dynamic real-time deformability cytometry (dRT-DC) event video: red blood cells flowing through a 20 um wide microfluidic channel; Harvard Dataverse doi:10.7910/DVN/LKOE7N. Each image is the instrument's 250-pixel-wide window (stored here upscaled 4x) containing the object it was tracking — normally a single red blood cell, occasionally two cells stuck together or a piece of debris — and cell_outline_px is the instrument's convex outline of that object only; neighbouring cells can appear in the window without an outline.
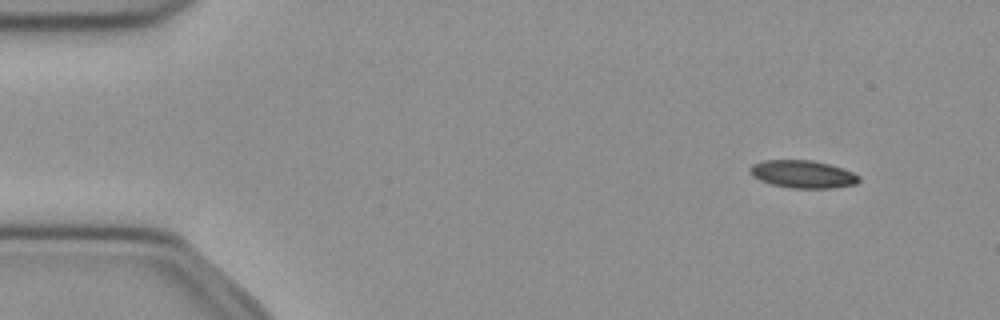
{"species": "common noctule bat (a hibernating species)", "species_latin": "Nyctalus noctula", "temperature_condition": "cold", "stored_images_in_passage": 40, "camera_frame_rate_fps": 3000, "um_per_image_px": 0.085, "animal": {"sex": "female", "body_mass_g": 21.9}, "frame": {"image": 1, "passage_image": 2, "time_ms": 0.333, "image_size_px": [1000, 320], "cell_outline_px": [[860, 180], [856, 184], [832, 188], [792, 188], [772, 184], [760, 180], [752, 176], [748, 172], [748, 168], [752, 164], [764, 160], [812, 160], [828, 164], [852, 172], [860, 176]], "centroid_in_image_um": [68.2, 14.8], "position_along_channel_um": 16.8, "area_um2": 17.57}}
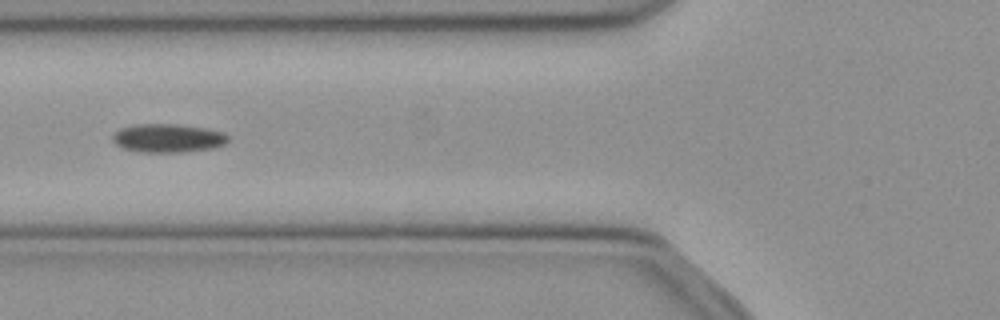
{"frame": {"image": 2, "passage_image": 17, "time_ms": 5.333, "image_size_px": [1000, 320], "cell_outline_px": [[228, 140], [224, 144], [212, 148], [184, 152], [140, 152], [124, 148], [116, 144], [112, 140], [112, 136], [120, 128], [136, 124], [180, 124], [208, 128], [224, 132], [228, 136]], "centroid_in_image_um": [14.29, 11.73], "position_along_channel_um": 111.5, "area_um2": 19.31}}
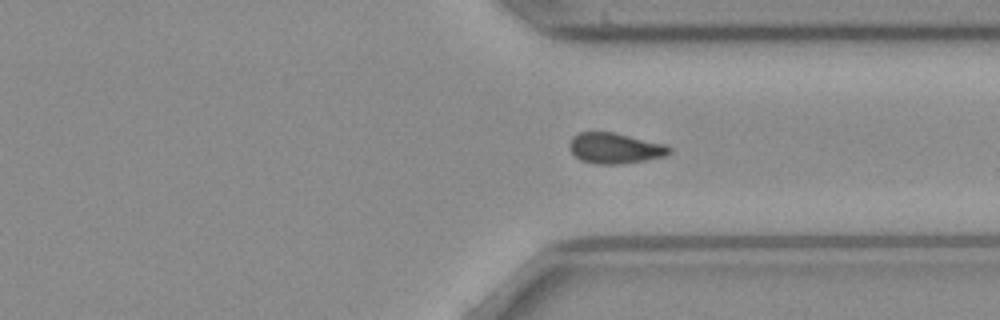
{"frame": {"image": 3, "passage_image": 36, "time_ms": 11.667, "image_size_px": [1000, 320], "cell_outline_px": [[672, 152], [664, 156], [644, 160], [620, 164], [596, 164], [580, 160], [568, 148], [568, 144], [572, 136], [580, 132], [612, 132], [664, 144], [672, 148]], "centroid_in_image_um": [52.23, 12.6], "position_along_channel_um": 359.2, "area_um2": 17.74}}